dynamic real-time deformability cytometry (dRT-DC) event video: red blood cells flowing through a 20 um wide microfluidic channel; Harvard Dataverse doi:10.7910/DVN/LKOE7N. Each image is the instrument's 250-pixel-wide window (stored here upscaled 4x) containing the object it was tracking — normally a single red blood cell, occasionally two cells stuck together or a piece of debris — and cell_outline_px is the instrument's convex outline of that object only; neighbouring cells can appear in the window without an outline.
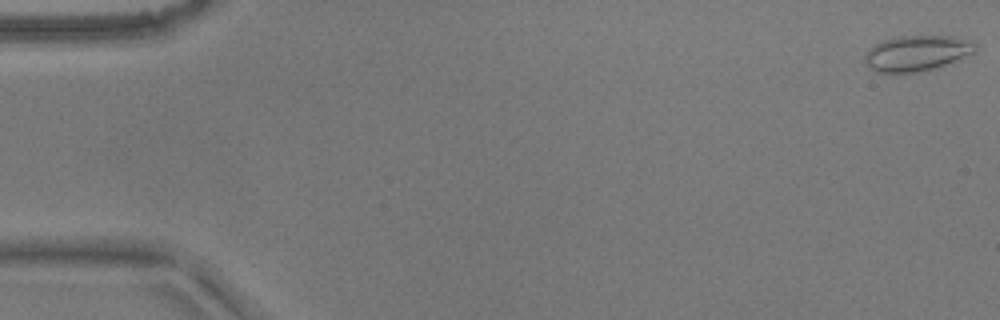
{"species": "common noctule bat (a hibernating species)", "species_latin": "Nyctalus noctula", "temperature_condition": "warm", "stored_images_in_passage": 54, "camera_frame_rate_fps": 3000, "um_per_image_px": 0.085, "animal": {"sex": "male", "body_mass_g": 17.9}, "frame": {"image": 1, "passage_image": 1, "time_ms": 0.0, "image_size_px": [1000, 320], "cell_outline_px": [[976, 52], [940, 68], [928, 72], [876, 72], [868, 68], [864, 60], [864, 56], [868, 48], [880, 40], [900, 36], [956, 36], [972, 40], [976, 44]], "centroid_in_image_um": [77.95, 4.53], "position_along_channel_um": 7.0, "area_um2": 23.64}}
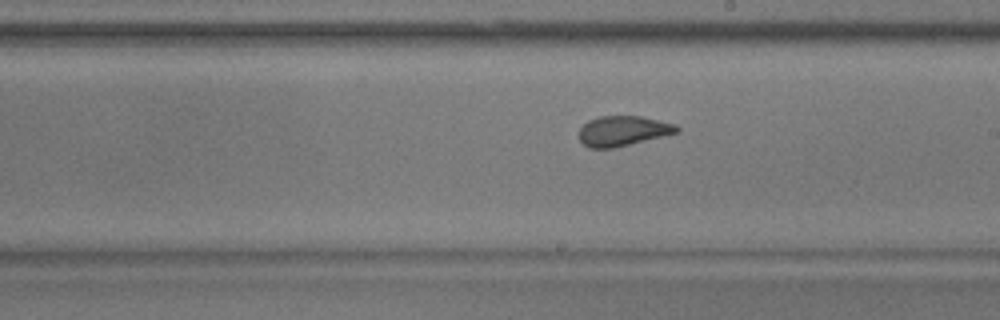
{"frame": {"image": 2, "passage_image": 31, "time_ms": 10.0, "image_size_px": [1000, 320], "cell_outline_px": [[680, 132], [612, 148], [588, 148], [580, 140], [580, 128], [588, 120], [600, 116], [640, 116], [676, 124], [680, 128]], "centroid_in_image_um": [52.96, 11.12], "position_along_channel_um": 236.0, "area_um2": 16.99}}
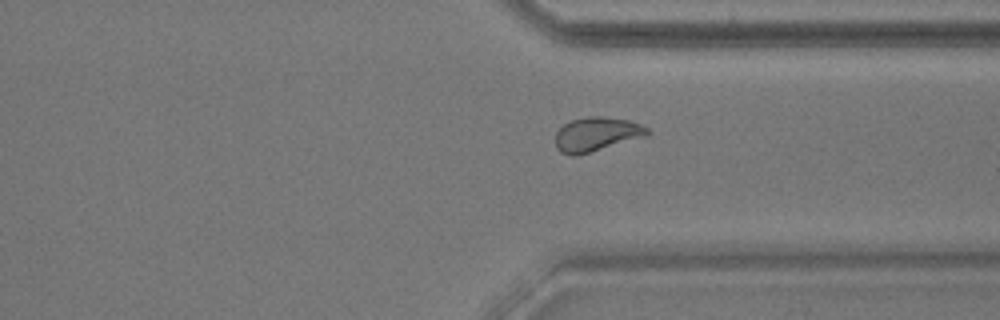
{"frame": {"image": 3, "passage_image": 41, "time_ms": 13.333, "image_size_px": [1000, 320], "cell_outline_px": [[652, 132], [648, 136], [576, 156], [572, 156], [560, 152], [556, 148], [556, 132], [564, 124], [572, 120], [588, 116], [604, 116], [628, 120], [640, 124], [648, 128]], "centroid_in_image_um": [50.73, 11.41], "position_along_channel_um": 360.7, "area_um2": 18.44}, "authors_computed_cell_mechanics": {"area_um2": 18.7561, "velocity_mm_per_s": 3.7399, "shape_relaxation_time_tau1_ms": null, "shape_relaxation_time_tau2_ms": 0.9444, "deformation_change_tau1": null, "deformation_change_tau2": 0.0772}}